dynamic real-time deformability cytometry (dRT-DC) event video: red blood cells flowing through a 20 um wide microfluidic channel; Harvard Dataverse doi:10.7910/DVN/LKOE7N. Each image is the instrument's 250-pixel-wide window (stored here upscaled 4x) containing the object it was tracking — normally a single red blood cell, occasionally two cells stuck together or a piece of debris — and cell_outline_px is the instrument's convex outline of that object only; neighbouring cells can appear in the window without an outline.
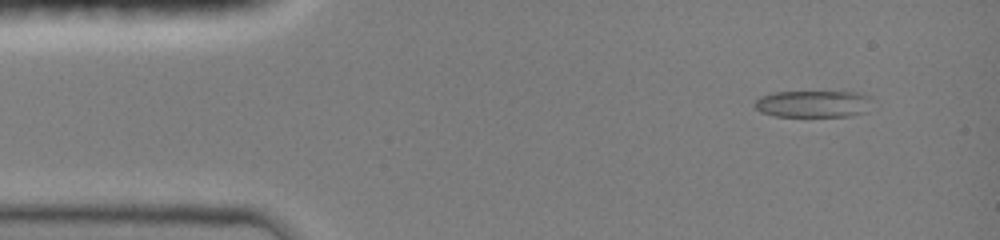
{"species": "common noctule bat (a hibernating species)", "species_latin": "Nyctalus noctula", "temperature_condition": "room temperature", "stored_images_in_passage": 8, "camera_frame_rate_fps": 3000, "um_per_image_px": 0.085, "animal": {"sex": "female", "body_mass_g": 19.0, "forearm_length_mm": 51.5}, "frame": {"image": 1, "passage_image": 2, "time_ms": 0.667, "image_size_px": [1000, 240], "cell_outline_px": [[880, 104], [868, 112], [852, 116], [772, 116], [760, 112], [752, 104], [760, 96], [772, 92], [856, 92], [872, 96]], "centroid_in_image_um": [69.28, 8.83], "position_along_channel_um": 15.7, "area_um2": 19.31}}
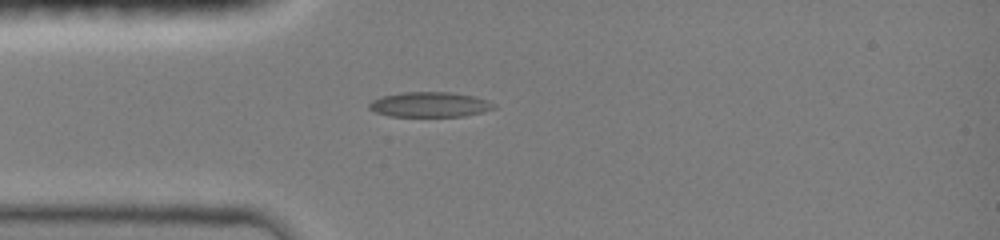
{"frame": {"image": 2, "passage_image": 6, "time_ms": 3.333, "image_size_px": [1000, 240], "cell_outline_px": [[496, 108], [484, 112], [464, 116], [388, 116], [376, 112], [368, 108], [368, 104], [372, 100], [384, 96], [400, 92], [448, 92], [476, 96], [488, 100], [496, 104]], "centroid_in_image_um": [36.57, 8.88], "position_along_channel_um": 48.4, "area_um2": 18.32}}
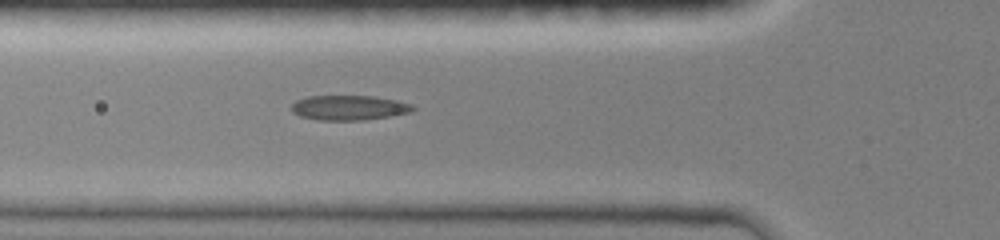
{"frame": {"image": 3, "passage_image": 8, "time_ms": 4.667, "image_size_px": [1000, 240], "cell_outline_px": [[416, 108], [412, 112], [364, 120], [320, 120], [300, 116], [292, 112], [292, 104], [296, 100], [308, 96], [372, 96], [396, 100], [412, 104]], "centroid_in_image_um": [29.67, 9.15], "position_along_channel_um": 96.1, "area_um2": 17.51}}